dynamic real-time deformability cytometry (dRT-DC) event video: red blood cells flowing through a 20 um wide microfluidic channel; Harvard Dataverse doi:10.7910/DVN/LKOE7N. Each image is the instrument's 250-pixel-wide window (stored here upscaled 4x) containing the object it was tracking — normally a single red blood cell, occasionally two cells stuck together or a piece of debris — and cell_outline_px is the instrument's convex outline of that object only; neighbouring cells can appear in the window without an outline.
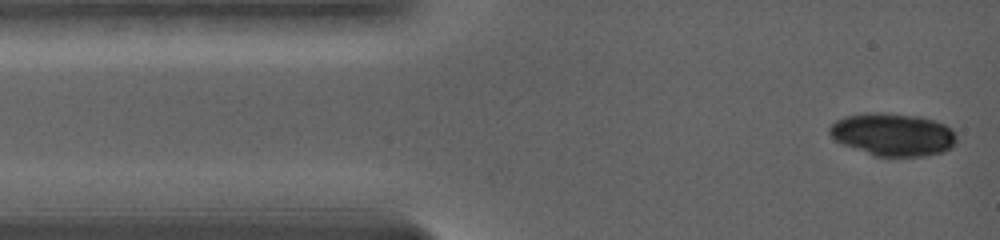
{"species": "common noctule bat (a hibernating species)", "species_latin": "Nyctalus noctula", "temperature_condition": "warm", "stored_images_in_passage": 4, "camera_frame_rate_fps": 5000, "um_per_image_px": 0.085, "animal": {"sex": "female", "body_mass_g": 19.0, "forearm_length_mm": 56.7}, "frame": {"image": 1, "passage_image": 1, "time_ms": 0.0, "image_size_px": [1000, 240], "cell_outline_px": [[956, 144], [952, 148], [944, 152], [924, 156], [876, 156], [844, 144], [836, 140], [828, 132], [828, 128], [836, 120], [848, 116], [916, 116], [932, 120], [944, 124], [952, 128], [956, 132]], "centroid_in_image_um": [75.99, 11.5], "position_along_channel_um": 9.0, "area_um2": 30.35}}